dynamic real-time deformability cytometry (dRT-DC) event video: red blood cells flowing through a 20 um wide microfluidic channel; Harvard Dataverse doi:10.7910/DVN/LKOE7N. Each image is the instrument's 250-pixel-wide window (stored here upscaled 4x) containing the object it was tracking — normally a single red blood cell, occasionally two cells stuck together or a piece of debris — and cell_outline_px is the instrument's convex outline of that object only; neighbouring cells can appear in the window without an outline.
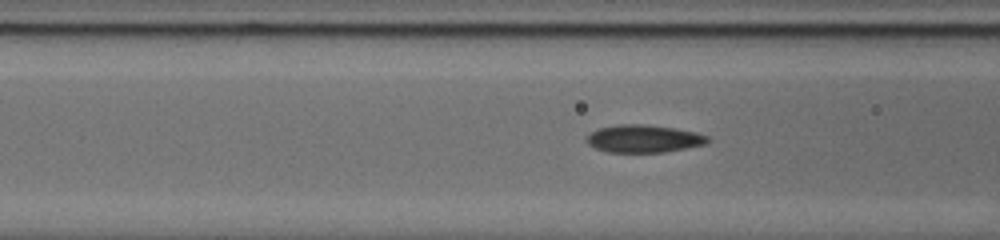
{"species": "common noctule bat (a hibernating species)", "species_latin": "Nyctalus noctula", "temperature_condition": "cold", "stored_images_in_passage": 36, "camera_frame_rate_fps": 3000, "um_per_image_px": 0.085, "animal": {"sex": "male", "body_mass_g": 20.0, "forearm_length_mm": 53.3}, "frame": {"image": 1, "passage_image": 13, "time_ms": 4.0, "image_size_px": [1000, 240], "cell_outline_px": [[708, 140], [704, 144], [664, 152], [608, 152], [596, 148], [588, 144], [584, 140], [592, 132], [600, 128], [616, 124], [644, 124], [676, 128], [696, 132], [708, 136]], "centroid_in_image_um": [54.69, 11.78], "position_along_channel_um": 111.9, "area_um2": 19.36}}
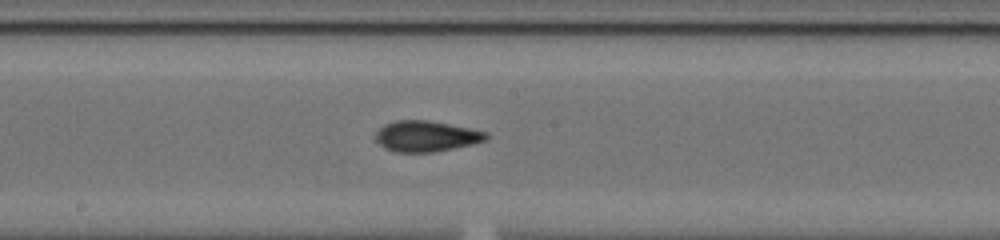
{"frame": {"image": 2, "passage_image": 21, "time_ms": 6.667, "image_size_px": [1000, 240], "cell_outline_px": [[488, 140], [472, 144], [432, 152], [396, 152], [384, 148], [376, 140], [376, 132], [384, 124], [396, 120], [428, 120], [488, 132]], "centroid_in_image_um": [36.22, 11.57], "position_along_channel_um": 212.0, "area_um2": 19.71}}
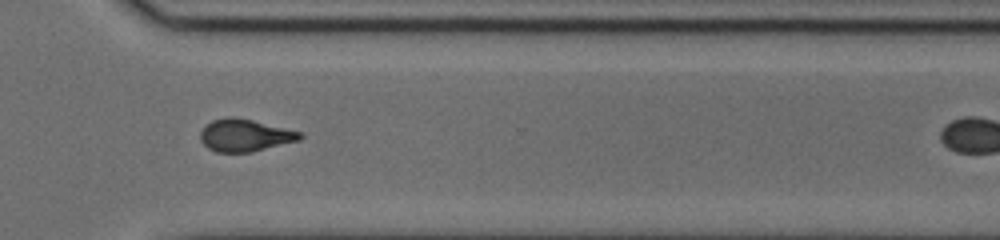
{"frame": {"image": 3, "passage_image": 32, "time_ms": 10.333, "image_size_px": [1000, 240], "cell_outline_px": [[304, 136], [300, 140], [252, 152], [216, 152], [208, 148], [200, 140], [200, 132], [212, 120], [228, 116], [232, 116], [252, 120], [304, 132]], "centroid_in_image_um": [20.85, 11.5], "position_along_channel_um": 349.7, "area_um2": 18.84}}